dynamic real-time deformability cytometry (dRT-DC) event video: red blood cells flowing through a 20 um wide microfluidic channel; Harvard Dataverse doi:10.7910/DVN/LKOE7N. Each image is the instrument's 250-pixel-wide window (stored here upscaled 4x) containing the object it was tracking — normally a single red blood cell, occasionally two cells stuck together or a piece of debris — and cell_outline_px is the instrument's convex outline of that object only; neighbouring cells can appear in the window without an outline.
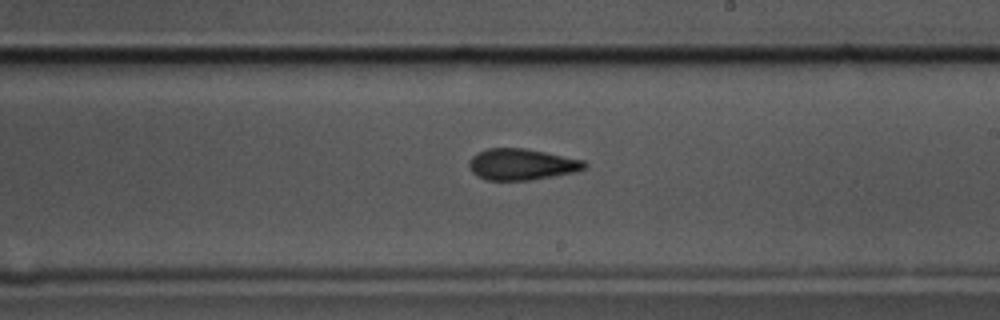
{"species": "common noctule bat (a hibernating species)", "species_latin": "Nyctalus noctula", "temperature_condition": "cold", "stored_images_in_passage": 56, "camera_frame_rate_fps": 3000, "um_per_image_px": 0.085, "animal": {"sex": "male", "body_mass_g": 17.5, "forearm_length_mm": 52.3}, "frame": {"image": 1, "passage_image": 32, "time_ms": 10.333, "image_size_px": [1000, 320], "cell_outline_px": [[588, 164], [584, 168], [576, 172], [528, 180], [488, 180], [472, 172], [468, 164], [468, 160], [472, 156], [488, 148], [524, 148], [584, 160]], "centroid_in_image_um": [44.34, 13.97], "position_along_channel_um": 244.7, "area_um2": 20.81}}
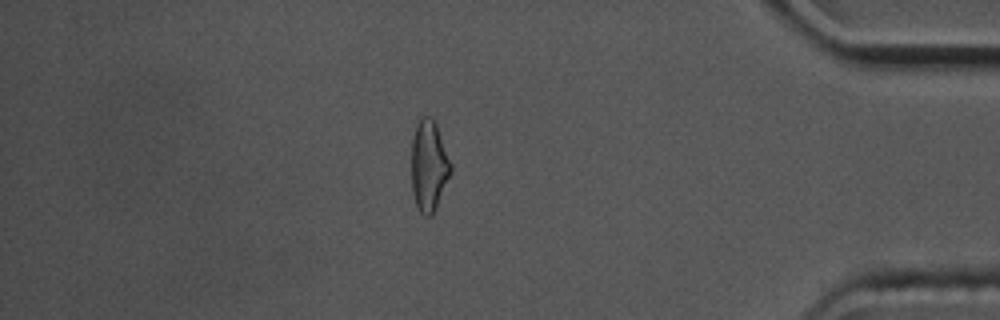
{"frame": {"image": 2, "passage_image": 48, "time_ms": 15.667, "image_size_px": [1000, 320], "cell_outline_px": [[452, 172], [432, 216], [424, 216], [420, 212], [416, 204], [412, 192], [412, 140], [416, 124], [420, 116], [432, 116], [436, 124], [452, 164]], "centroid_in_image_um": [36.46, 14.08], "position_along_channel_um": 398.7, "area_um2": 20.98}, "authors_computed_cell_mechanics": {"area_um2": 21.2126, "velocity_mm_per_s": 3.5866, "shape_relaxation_time_tau1_ms": 7.4224, "shape_relaxation_time_tau2_ms": 3.2098, "deformation_change_tau1": 0.1593, "deformation_change_tau2": 0.1068}}